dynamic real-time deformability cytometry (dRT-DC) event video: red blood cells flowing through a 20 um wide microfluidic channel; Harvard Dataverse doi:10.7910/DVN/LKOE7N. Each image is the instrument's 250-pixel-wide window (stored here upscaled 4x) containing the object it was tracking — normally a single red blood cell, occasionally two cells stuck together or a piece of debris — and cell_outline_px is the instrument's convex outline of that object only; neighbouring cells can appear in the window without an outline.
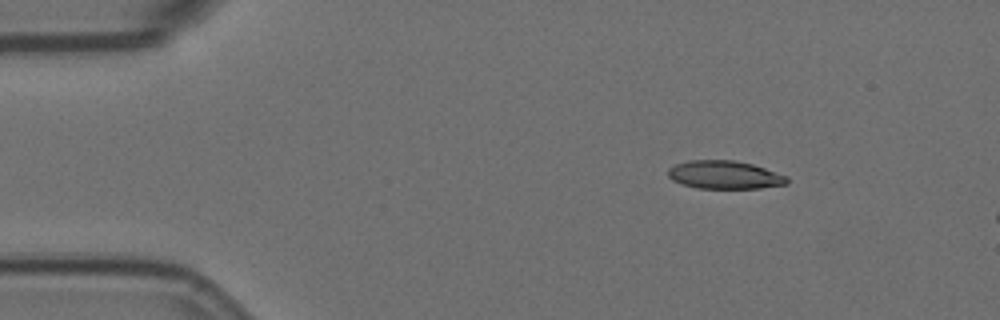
{"species": "Egyptian fruit bat (a non-hibernating species)", "species_latin": "Rousettus aegyptiacus", "temperature_condition": "room temperature", "stored_images_in_passage": 4, "camera_frame_rate_fps": 3000, "um_per_image_px": 0.085, "animal": {"sex": "female"}, "frame": {"image": 1, "passage_image": 2, "time_ms": 0.333, "image_size_px": [1000, 320], "cell_outline_px": [[788, 184], [760, 188], [696, 188], [680, 184], [672, 180], [668, 176], [668, 168], [676, 164], [688, 160], [736, 160], [752, 164], [788, 176]], "centroid_in_image_um": [61.57, 14.86], "position_along_channel_um": 23.4, "area_um2": 19.65}}